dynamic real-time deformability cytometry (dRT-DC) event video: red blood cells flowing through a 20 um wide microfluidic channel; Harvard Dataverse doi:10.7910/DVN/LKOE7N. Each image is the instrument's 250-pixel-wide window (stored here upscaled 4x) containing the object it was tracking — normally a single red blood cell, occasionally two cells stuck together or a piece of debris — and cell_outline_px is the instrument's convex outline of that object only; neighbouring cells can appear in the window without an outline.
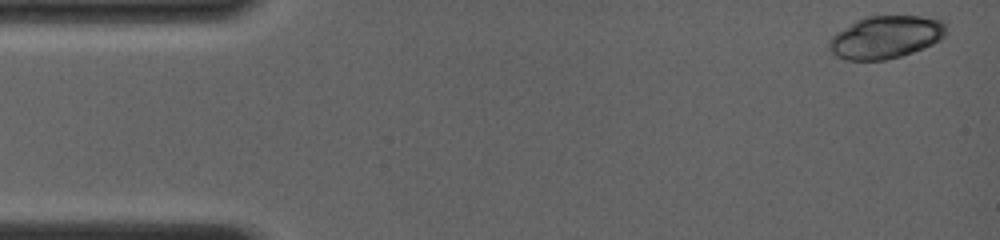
{"species": "common noctule bat (a hibernating species)", "species_latin": "Nyctalus noctula", "temperature_condition": "room temperature", "stored_images_in_passage": 7, "camera_frame_rate_fps": 4000, "um_per_image_px": 0.085, "animal": {"sex": "female", "body_mass_g": 19.0, "forearm_length_mm": 56.7}, "frame": {"image": 1, "passage_image": 1, "time_ms": 0.0, "image_size_px": [1000, 240], "cell_outline_px": [[948, 28], [944, 36], [940, 40], [924, 48], [900, 56], [884, 60], [844, 60], [836, 56], [828, 48], [828, 40], [836, 32], [856, 20], [868, 16], [920, 16], [944, 20], [948, 24]], "centroid_in_image_um": [75.3, 3.15], "position_along_channel_um": 9.7, "area_um2": 29.36}}